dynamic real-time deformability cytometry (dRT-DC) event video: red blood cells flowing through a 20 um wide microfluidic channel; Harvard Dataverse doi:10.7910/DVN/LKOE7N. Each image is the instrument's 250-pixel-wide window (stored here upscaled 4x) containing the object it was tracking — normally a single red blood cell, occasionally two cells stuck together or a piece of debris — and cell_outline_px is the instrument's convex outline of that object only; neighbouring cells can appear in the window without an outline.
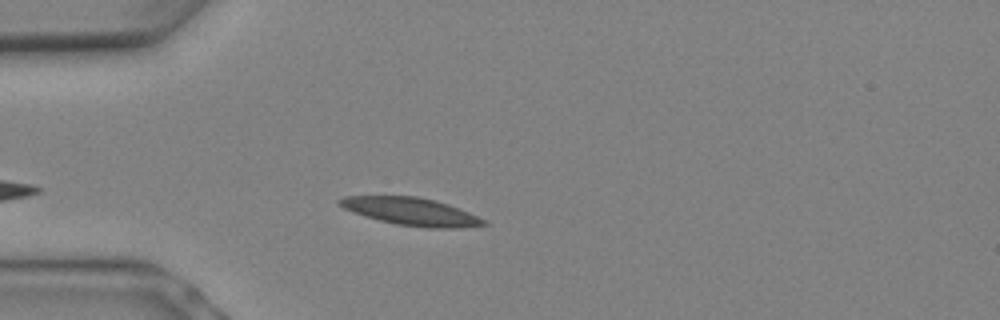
{"species": "Egyptian fruit bat (a non-hibernating species)", "species_latin": "Rousettus aegyptiacus", "temperature_condition": "warm", "stored_images_in_passage": 6, "camera_frame_rate_fps": 3000, "um_per_image_px": 0.085, "animal": {"sex": "female"}, "frame": {"image": 1, "passage_image": 4, "time_ms": 1.0, "image_size_px": [1000, 320], "cell_outline_px": [[488, 224], [456, 228], [428, 228], [396, 224], [364, 216], [352, 212], [344, 208], [336, 200], [344, 196], [416, 196], [436, 200], [448, 204], [468, 212], [484, 220]], "centroid_in_image_um": [34.91, 17.97], "position_along_channel_um": 50.1, "area_um2": 23.0}}
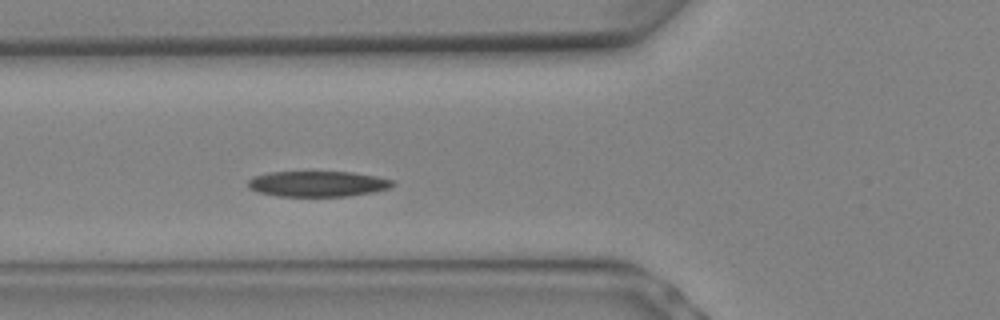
{"frame": {"image": 2, "passage_image": 6, "time_ms": 1.667, "image_size_px": [1000, 320], "cell_outline_px": [[396, 184], [388, 188], [372, 192], [348, 196], [276, 196], [256, 192], [248, 188], [248, 180], [252, 176], [268, 172], [352, 172], [376, 176], [392, 180]], "centroid_in_image_um": [26.95, 15.62], "position_along_channel_um": 98.9, "area_um2": 21.68}}